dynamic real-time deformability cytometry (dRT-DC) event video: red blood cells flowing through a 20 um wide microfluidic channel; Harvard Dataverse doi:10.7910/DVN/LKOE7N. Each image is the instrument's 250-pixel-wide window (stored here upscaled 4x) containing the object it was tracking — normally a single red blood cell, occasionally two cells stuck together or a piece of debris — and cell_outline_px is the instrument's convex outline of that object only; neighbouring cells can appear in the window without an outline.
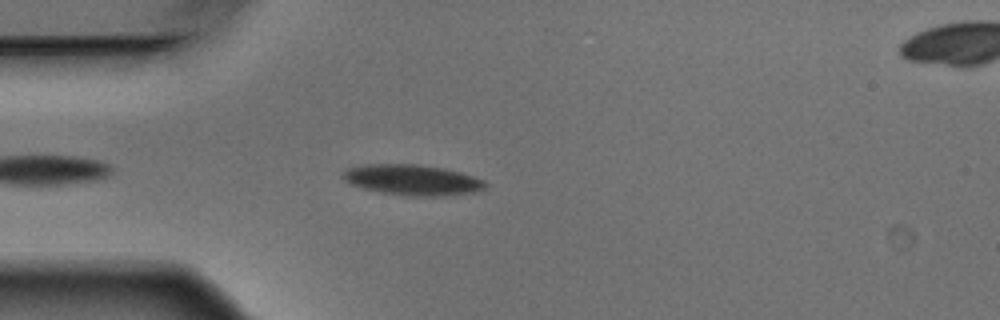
{"species": "Egyptian fruit bat (a non-hibernating species)", "species_latin": "Rousettus aegyptiacus", "temperature_condition": "warm", "stored_images_in_passage": 2, "camera_frame_rate_fps": 3000, "um_per_image_px": 0.085, "animal": {"sex": "male"}, "frame": {"image": 1, "passage_image": 2, "time_ms": 0.333, "image_size_px": [1000, 320], "cell_outline_px": [[488, 184], [484, 188], [472, 192], [440, 196], [404, 196], [380, 192], [364, 188], [352, 184], [344, 180], [340, 176], [340, 172], [348, 168], [368, 164], [416, 164], [444, 168], [460, 172], [484, 180]], "centroid_in_image_um": [35.01, 15.29], "position_along_channel_um": 50.0, "area_um2": 25.37}}